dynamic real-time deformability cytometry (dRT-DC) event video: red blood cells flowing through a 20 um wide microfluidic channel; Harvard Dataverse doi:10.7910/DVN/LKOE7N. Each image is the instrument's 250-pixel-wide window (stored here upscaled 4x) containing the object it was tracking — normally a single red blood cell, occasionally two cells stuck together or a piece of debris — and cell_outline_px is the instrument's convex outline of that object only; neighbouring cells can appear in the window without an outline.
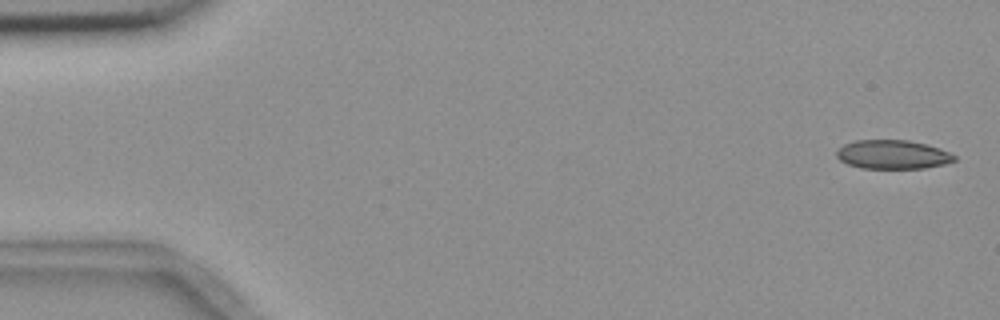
{"species": "common noctule bat (a hibernating species)", "species_latin": "Nyctalus noctula", "temperature_condition": "room temperature", "stored_images_in_passage": 5, "camera_frame_rate_fps": 3000, "um_per_image_px": 0.085, "animal": {"sex": "female", "body_mass_g": 18.4}, "frame": {"image": 1, "passage_image": 1, "time_ms": 0.0, "image_size_px": [1000, 320], "cell_outline_px": [[956, 160], [944, 164], [924, 168], [860, 168], [848, 164], [840, 160], [836, 156], [836, 152], [844, 144], [856, 140], [908, 140], [940, 148], [956, 156]], "centroid_in_image_um": [75.87, 13.13], "position_along_channel_um": 9.1, "area_um2": 19.71}}